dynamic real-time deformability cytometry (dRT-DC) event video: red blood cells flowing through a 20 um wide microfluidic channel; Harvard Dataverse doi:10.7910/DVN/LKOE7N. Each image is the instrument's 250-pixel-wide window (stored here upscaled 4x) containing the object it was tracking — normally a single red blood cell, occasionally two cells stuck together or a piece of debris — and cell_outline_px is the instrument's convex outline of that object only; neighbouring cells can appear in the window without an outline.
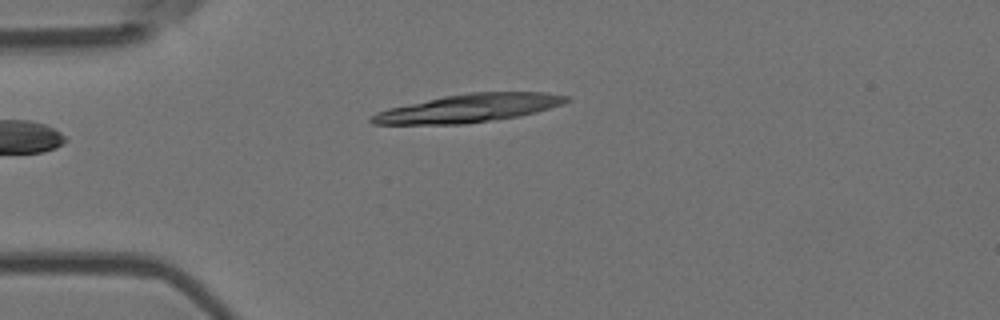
{"species": "Egyptian fruit bat (a non-hibernating species)", "species_latin": "Rousettus aegyptiacus", "temperature_condition": "room temperature", "stored_images_in_passage": 1, "camera_frame_rate_fps": 3000, "um_per_image_px": 0.085, "animal": {"sex": "female"}, "frame": {"image": 1, "passage_image": 1, "time_ms": 0.0, "image_size_px": [1000, 320], "cell_outline_px": [[572, 100], [564, 104], [536, 112], [520, 116], [464, 124], [372, 124], [368, 120], [368, 116], [376, 112], [388, 108], [444, 96], [468, 92], [548, 92], [572, 96]], "centroid_in_image_um": [39.89, 9.19], "position_along_channel_um": 45.1, "area_um2": 32.25}}